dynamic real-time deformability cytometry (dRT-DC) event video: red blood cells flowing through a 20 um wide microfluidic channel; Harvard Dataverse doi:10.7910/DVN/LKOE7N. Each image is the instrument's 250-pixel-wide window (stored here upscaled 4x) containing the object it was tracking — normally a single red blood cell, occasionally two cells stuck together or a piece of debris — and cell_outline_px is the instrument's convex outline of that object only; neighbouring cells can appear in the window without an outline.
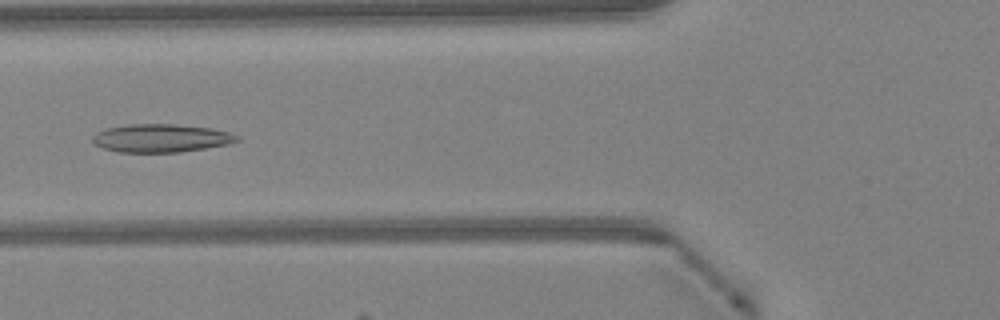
{"species": "Egyptian fruit bat (a non-hibernating species)", "species_latin": "Rousettus aegyptiacus", "temperature_condition": "warm", "stored_images_in_passage": 39, "camera_frame_rate_fps": 3000, "um_per_image_px": 0.085, "animal": {"sex": "female"}, "frame": {"image": 1, "passage_image": 13, "time_ms": 4.0, "image_size_px": [1000, 320], "cell_outline_px": [[240, 140], [228, 144], [180, 152], [120, 152], [104, 148], [96, 144], [92, 140], [92, 136], [96, 132], [104, 128], [128, 124], [172, 124], [212, 128], [228, 132], [240, 136]], "centroid_in_image_um": [13.68, 11.73], "position_along_channel_um": 112.1, "area_um2": 23.7}}
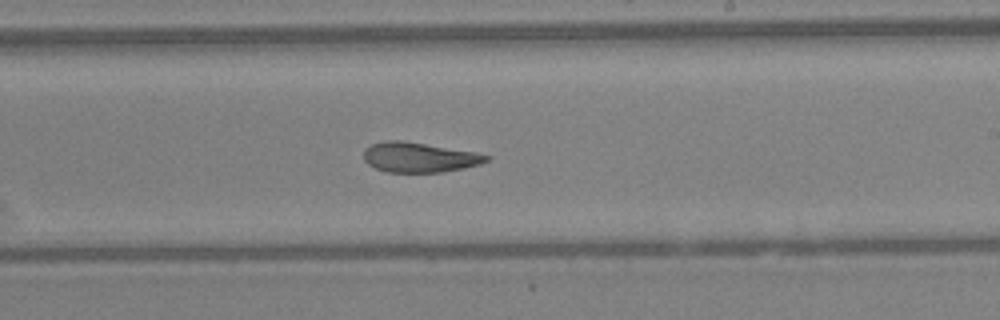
{"frame": {"image": 2, "passage_image": 23, "time_ms": 7.333, "image_size_px": [1000, 320], "cell_outline_px": [[488, 160], [480, 164], [464, 168], [440, 172], [388, 172], [376, 168], [368, 164], [364, 160], [364, 148], [372, 144], [388, 140], [400, 140], [476, 152], [488, 156]], "centroid_in_image_um": [35.61, 13.37], "position_along_channel_um": 253.4, "area_um2": 21.15}}
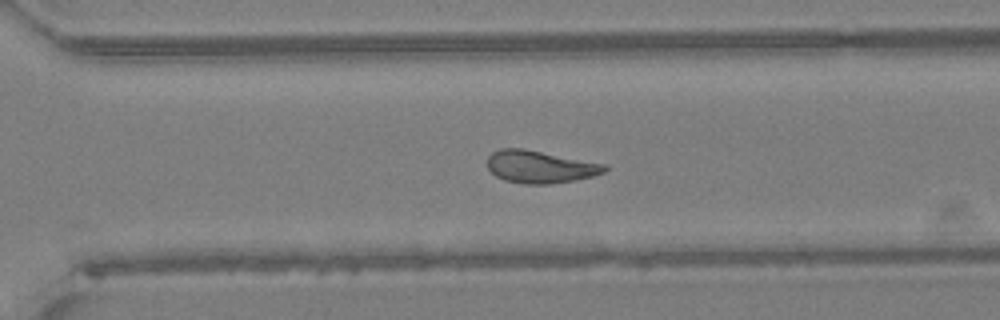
{"frame": {"image": 3, "passage_image": 28, "time_ms": 9.0, "image_size_px": [1000, 320], "cell_outline_px": [[608, 168], [604, 172], [592, 176], [576, 180], [548, 184], [524, 184], [504, 180], [496, 176], [488, 168], [488, 156], [492, 152], [500, 148], [524, 148], [608, 164]], "centroid_in_image_um": [45.92, 14.17], "position_along_channel_um": 324.7, "area_um2": 22.37}, "authors_computed_cell_mechanics": {"area_um2": 22.7154, "velocity_mm_per_s": 4.2665, "shape_relaxation_time_tau1_ms": null, "shape_relaxation_time_tau2_ms": 2.5858, "deformation_change_tau1": null, "deformation_change_tau2": 0.0912}}